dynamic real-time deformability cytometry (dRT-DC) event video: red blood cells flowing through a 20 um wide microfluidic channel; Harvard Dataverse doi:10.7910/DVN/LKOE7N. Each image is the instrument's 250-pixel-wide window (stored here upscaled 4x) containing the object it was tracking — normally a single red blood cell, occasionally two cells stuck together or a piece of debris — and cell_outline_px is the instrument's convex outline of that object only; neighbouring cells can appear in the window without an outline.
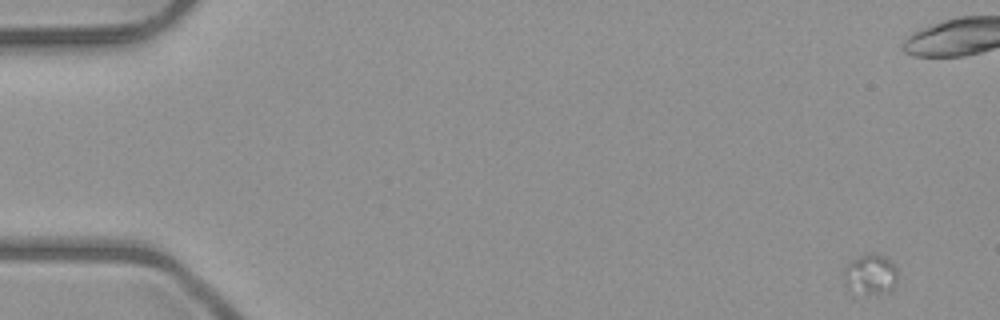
{"species": "common noctule bat (a hibernating species)", "species_latin": "Nyctalus noctula", "temperature_condition": "room temperature", "stored_images_in_passage": 2, "segment_of_instrument_passage": [2, 2], "camera_frame_rate_fps": 3000, "um_per_image_px": 0.085, "animal": {"sex": "male", "body_mass_g": 23.1, "forearm_length_mm": 52.7}, "frame": {"image": 1, "passage_image": 2, "time_ms": 1.333, "image_size_px": [1000, 320], "cell_outline_px": [[900, 272], [896, 284], [888, 292], [868, 292], [848, 288], [844, 284], [844, 268], [852, 260], [868, 252], [872, 252], [884, 256], [892, 260]], "centroid_in_image_um": [74.06, 23.25], "position_along_channel_um": 10.9, "area_um2": 12.6}}